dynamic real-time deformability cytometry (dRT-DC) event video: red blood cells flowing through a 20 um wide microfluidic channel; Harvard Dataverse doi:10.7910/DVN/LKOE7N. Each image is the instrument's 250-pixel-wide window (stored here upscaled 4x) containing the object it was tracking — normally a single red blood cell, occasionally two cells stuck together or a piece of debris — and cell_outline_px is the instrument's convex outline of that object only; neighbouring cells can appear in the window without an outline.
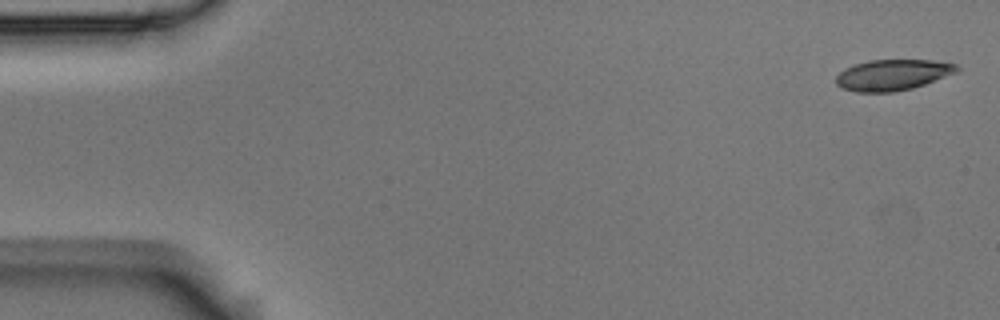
{"species": "Egyptian fruit bat (a non-hibernating species)", "species_latin": "Rousettus aegyptiacus", "temperature_condition": "room temperature", "stored_images_in_passage": 5, "camera_frame_rate_fps": 3000, "um_per_image_px": 0.085, "animal": {"sex": "male"}, "frame": {"image": 1, "passage_image": 1, "time_ms": 0.0, "image_size_px": [1000, 320], "cell_outline_px": [[960, 68], [956, 72], [924, 84], [912, 88], [892, 92], [856, 92], [840, 88], [836, 84], [836, 76], [844, 68], [868, 60], [932, 60], [956, 64]], "centroid_in_image_um": [75.83, 6.37], "position_along_channel_um": 9.2, "area_um2": 21.68}}
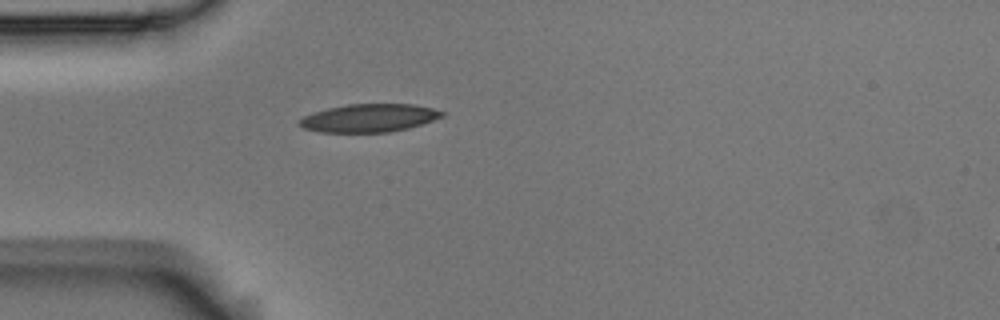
{"frame": {"image": 2, "passage_image": 5, "time_ms": 1.333, "image_size_px": [1000, 320], "cell_outline_px": [[444, 116], [408, 128], [388, 132], [320, 132], [304, 128], [296, 124], [296, 120], [312, 112], [328, 108], [348, 104], [412, 104], [432, 108], [444, 112]], "centroid_in_image_um": [31.31, 10.03], "position_along_channel_um": 53.7, "area_um2": 23.29}}